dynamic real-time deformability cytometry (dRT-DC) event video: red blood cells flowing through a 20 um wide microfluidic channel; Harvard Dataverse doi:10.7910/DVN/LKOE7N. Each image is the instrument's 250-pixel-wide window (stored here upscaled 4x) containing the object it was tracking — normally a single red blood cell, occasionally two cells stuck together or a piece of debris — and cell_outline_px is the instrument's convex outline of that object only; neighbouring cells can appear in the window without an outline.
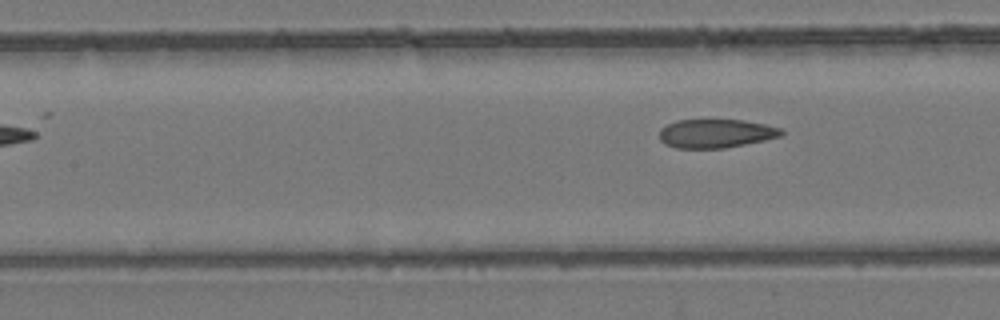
{"species": "common noctule bat (a hibernating species)", "species_latin": "Nyctalus noctula", "temperature_condition": "room temperature", "stored_images_in_passage": 5, "camera_frame_rate_fps": 3000, "um_per_image_px": 0.085, "animal": {"sex": "female", "body_mass_g": 24.6, "forearm_length_mm": 56.2}, "frame": {"image": 1, "passage_image": 5, "time_ms": 5.667, "image_size_px": [1000, 320], "cell_outline_px": [[784, 136], [724, 148], [676, 148], [664, 144], [660, 140], [660, 128], [676, 120], [744, 120], [764, 124], [780, 128], [784, 132]], "centroid_in_image_um": [60.84, 11.34], "position_along_channel_um": 146.6, "area_um2": 20.4}}